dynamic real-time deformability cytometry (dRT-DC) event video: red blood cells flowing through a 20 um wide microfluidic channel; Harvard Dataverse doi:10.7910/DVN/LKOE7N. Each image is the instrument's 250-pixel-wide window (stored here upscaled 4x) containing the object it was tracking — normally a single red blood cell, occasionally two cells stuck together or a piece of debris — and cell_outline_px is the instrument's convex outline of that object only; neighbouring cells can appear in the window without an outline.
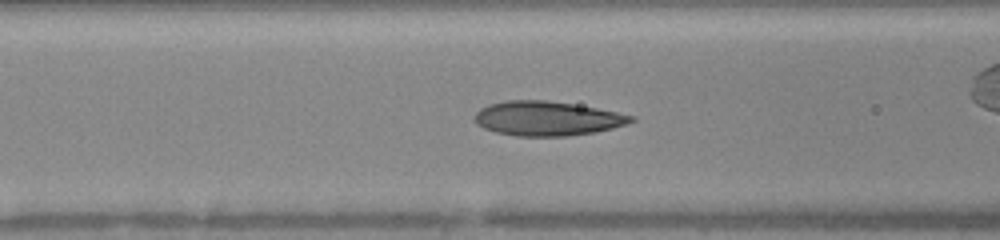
{"species": "human", "species_latin": "Homo sapiens", "temperature_condition": "warm", "stored_images_in_passage": 31, "camera_frame_rate_fps": 3000, "um_per_image_px": 0.085, "donor": {"sex": "female"}, "frame": {"image": 1, "passage_image": 8, "time_ms": 2.333, "image_size_px": [1000, 240], "cell_outline_px": [[636, 120], [628, 124], [596, 132], [568, 136], [516, 136], [496, 132], [484, 128], [476, 124], [476, 112], [480, 108], [488, 104], [508, 100], [544, 100], [572, 104], [596, 108], [636, 116]], "centroid_in_image_um": [46.52, 10.07], "position_along_channel_um": 120.1, "area_um2": 31.33}}
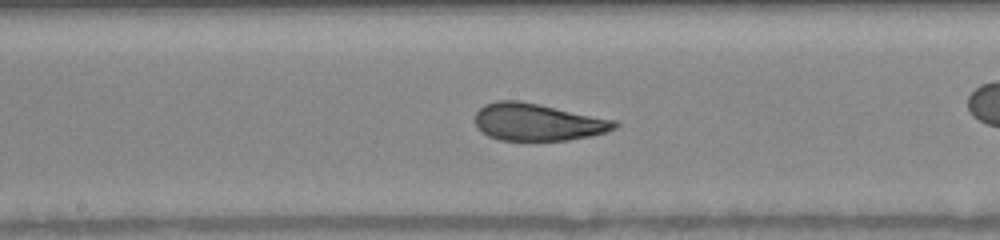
{"frame": {"image": 2, "passage_image": 14, "time_ms": 4.333, "image_size_px": [1000, 240], "cell_outline_px": [[620, 124], [616, 128], [608, 132], [592, 136], [568, 140], [500, 140], [488, 136], [476, 128], [476, 112], [484, 104], [496, 100], [516, 100], [616, 120]], "centroid_in_image_um": [45.7, 10.39], "position_along_channel_um": 202.5, "area_um2": 30.23}}
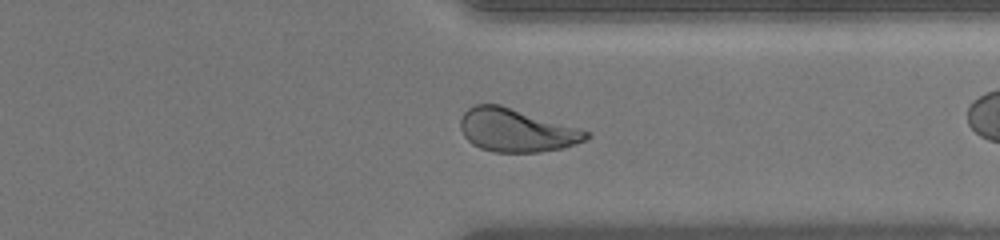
{"frame": {"image": 3, "passage_image": 26, "time_ms": 8.333, "image_size_px": [1000, 240], "cell_outline_px": [[592, 136], [588, 140], [564, 148], [540, 152], [496, 152], [480, 148], [472, 144], [464, 136], [460, 128], [460, 120], [464, 112], [468, 108], [476, 104], [500, 104], [580, 128], [588, 132]], "centroid_in_image_um": [43.92, 11.07], "position_along_channel_um": 367.5, "area_um2": 31.85}}